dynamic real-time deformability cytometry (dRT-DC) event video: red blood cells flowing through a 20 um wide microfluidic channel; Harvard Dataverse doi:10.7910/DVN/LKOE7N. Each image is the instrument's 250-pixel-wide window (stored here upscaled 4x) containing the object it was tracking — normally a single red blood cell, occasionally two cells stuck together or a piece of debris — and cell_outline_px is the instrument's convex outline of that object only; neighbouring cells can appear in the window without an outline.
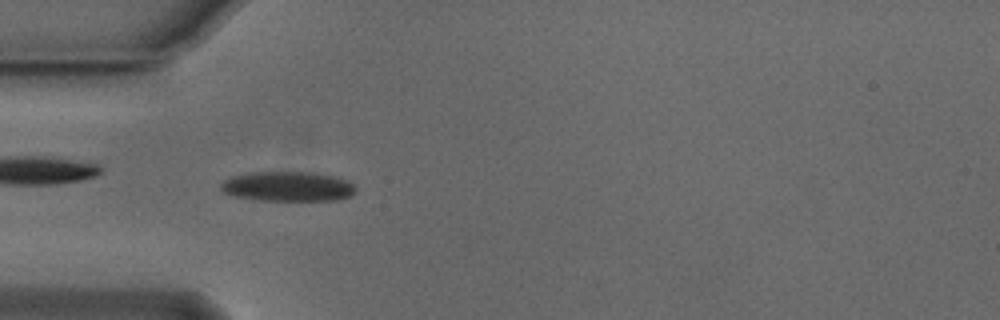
{"species": "Egyptian fruit bat (a non-hibernating species)", "species_latin": "Rousettus aegyptiacus", "temperature_condition": "cold", "stored_images_in_passage": 39, "camera_frame_rate_fps": 3000, "um_per_image_px": 0.085, "animal": {"sex": "male"}, "frame": {"image": 1, "passage_image": 3, "time_ms": 0.667, "image_size_px": [1000, 320], "cell_outline_px": [[356, 192], [352, 196], [336, 200], [256, 200], [236, 196], [224, 192], [220, 188], [220, 184], [224, 180], [232, 176], [252, 172], [312, 172], [336, 176], [356, 184]], "centroid_in_image_um": [24.51, 15.84], "position_along_channel_um": 60.5, "area_um2": 23.58}}
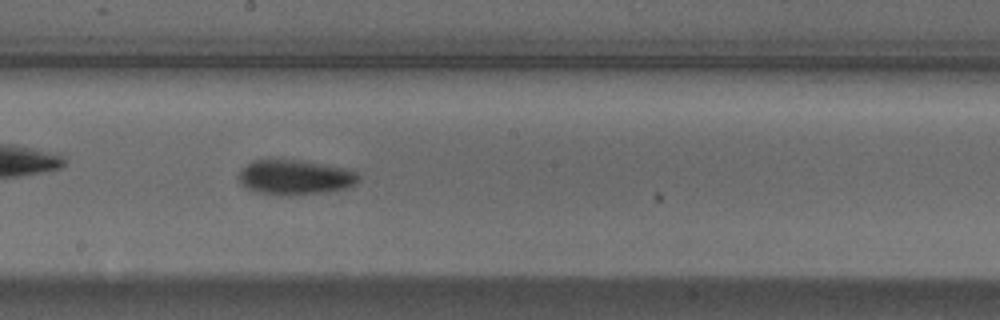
{"frame": {"image": 2, "passage_image": 16, "time_ms": 5.0, "image_size_px": [1000, 320], "cell_outline_px": [[360, 180], [356, 184], [348, 188], [320, 192], [288, 196], [280, 196], [252, 192], [240, 184], [236, 180], [236, 176], [252, 160], [300, 160], [352, 168], [360, 176]], "centroid_in_image_um": [25.08, 15.08], "position_along_channel_um": 223.1, "area_um2": 24.97}}
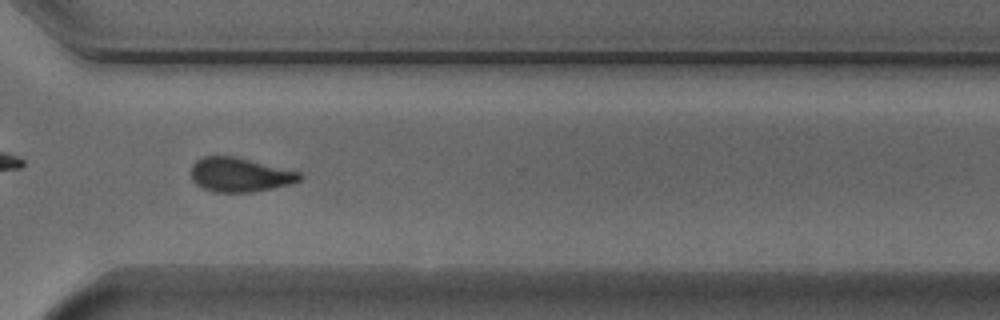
{"frame": {"image": 3, "passage_image": 26, "time_ms": 8.333, "image_size_px": [1000, 320], "cell_outline_px": [[304, 176], [300, 180], [292, 184], [252, 192], [216, 192], [204, 188], [196, 184], [192, 180], [192, 164], [196, 160], [204, 156], [232, 156], [300, 172]], "centroid_in_image_um": [20.39, 14.86], "position_along_channel_um": 350.2, "area_um2": 21.44}, "authors_computed_cell_mechanics": {"area_um2": 22.7732, "velocity_mm_per_s": 3.8096, "shape_relaxation_time_tau1_ms": 3.7164, "shape_relaxation_time_tau2_ms": 4.5032, "deformation_change_tau1": 0.1131, "deformation_change_tau2": 0.1077}}